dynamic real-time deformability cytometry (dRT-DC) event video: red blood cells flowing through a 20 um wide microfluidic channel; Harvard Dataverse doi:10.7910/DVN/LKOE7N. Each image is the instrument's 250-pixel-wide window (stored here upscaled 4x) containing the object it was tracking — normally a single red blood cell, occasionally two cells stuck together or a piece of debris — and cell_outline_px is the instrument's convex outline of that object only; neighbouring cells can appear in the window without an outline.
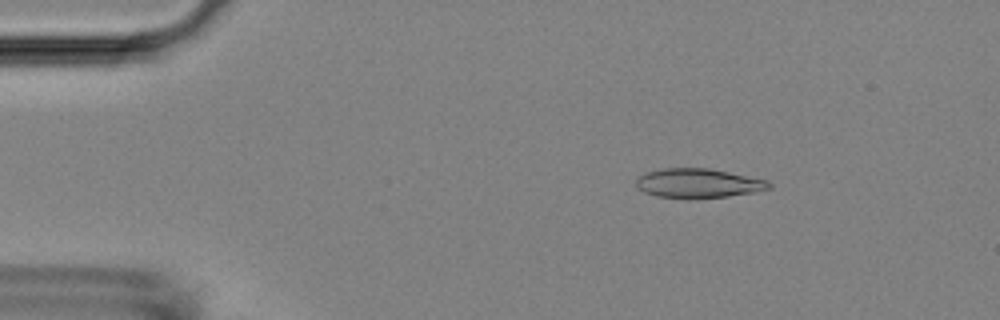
{"species": "Egyptian fruit bat (a non-hibernating species)", "species_latin": "Rousettus aegyptiacus", "temperature_condition": "room temperature", "stored_images_in_passage": 52, "segment_of_instrument_passage": [1, 2], "camera_frame_rate_fps": 3000, "um_per_image_px": 0.085, "animal": {"sex": "female"}, "frame": {"image": 1, "passage_image": 5, "time_ms": 1.333, "image_size_px": [1000, 320], "cell_outline_px": [[772, 188], [756, 192], [728, 196], [688, 200], [656, 196], [644, 192], [636, 184], [636, 180], [644, 172], [664, 168], [708, 168], [768, 180], [772, 184]], "centroid_in_image_um": [59.36, 15.59], "position_along_channel_um": 25.6, "area_um2": 23.06}}
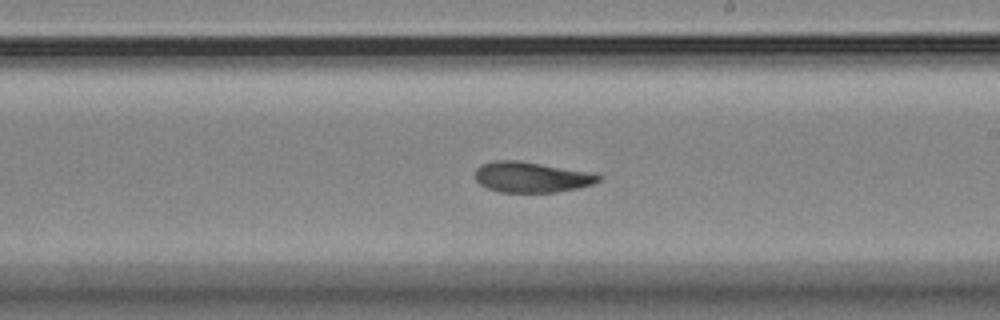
{"frame": {"image": 2, "passage_image": 28, "time_ms": 9.0, "image_size_px": [1000, 320], "cell_outline_px": [[600, 180], [592, 184], [576, 188], [556, 192], [500, 192], [488, 188], [480, 184], [476, 180], [476, 168], [480, 164], [492, 160], [516, 160], [596, 172], [600, 176]], "centroid_in_image_um": [45.17, 15.04], "position_along_channel_um": 243.8, "area_um2": 22.08}}
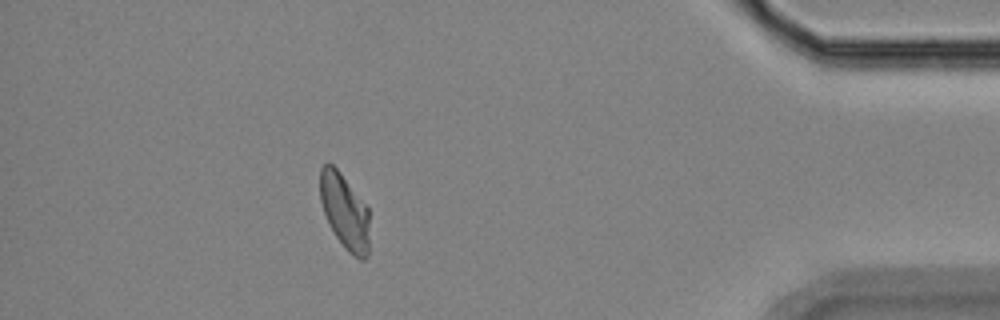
{"frame": {"image": 3, "passage_image": 45, "time_ms": 14.667, "image_size_px": [1000, 320], "cell_outline_px": [[368, 256], [364, 260], [360, 260], [348, 252], [344, 248], [328, 224], [320, 200], [320, 168], [324, 164], [332, 164], [340, 172], [368, 208]], "centroid_in_image_um": [29.28, 17.99], "position_along_channel_um": 405.9, "area_um2": 21.5}}